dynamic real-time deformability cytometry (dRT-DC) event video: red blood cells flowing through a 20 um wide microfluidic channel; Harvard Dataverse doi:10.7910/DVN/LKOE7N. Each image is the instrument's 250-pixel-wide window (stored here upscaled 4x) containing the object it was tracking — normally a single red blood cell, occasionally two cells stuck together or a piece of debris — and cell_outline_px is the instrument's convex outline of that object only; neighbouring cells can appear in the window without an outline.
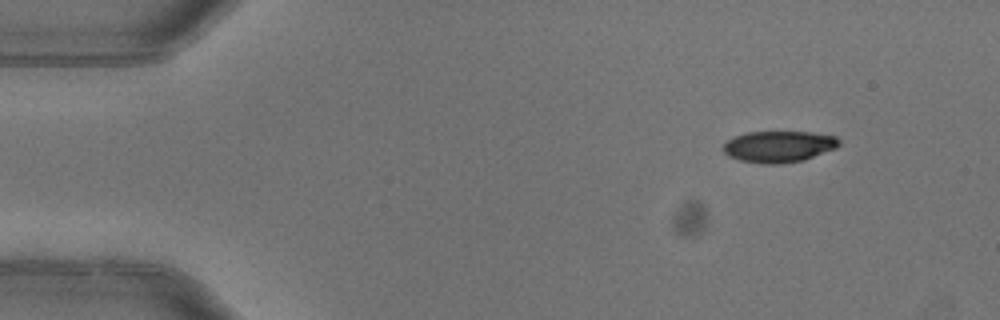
{"species": "common noctule bat (a hibernating species)", "species_latin": "Nyctalus noctula", "temperature_condition": "warm", "stored_images_in_passage": 3, "camera_frame_rate_fps": 3000, "um_per_image_px": 0.085, "animal": {"sex": "female"}, "frame": {"image": 1, "passage_image": 1, "time_ms": 0.0, "image_size_px": [1000, 320], "cell_outline_px": [[840, 144], [836, 148], [804, 160], [780, 164], [764, 164], [740, 160], [728, 156], [720, 148], [732, 136], [744, 132], [812, 132], [836, 136], [840, 140]], "centroid_in_image_um": [66.17, 12.45], "position_along_channel_um": 18.8, "area_um2": 21.44}}
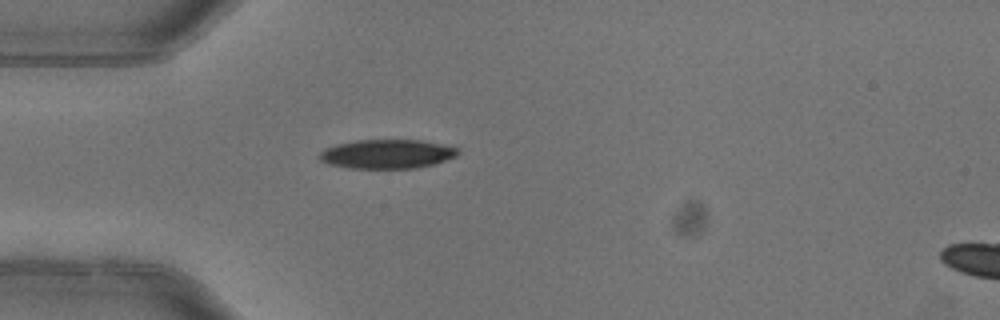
{"frame": {"image": 2, "passage_image": 3, "time_ms": 0.667, "image_size_px": [1000, 320], "cell_outline_px": [[460, 152], [456, 156], [432, 164], [416, 168], [348, 168], [328, 164], [320, 160], [320, 152], [324, 148], [336, 144], [356, 140], [420, 140], [460, 148]], "centroid_in_image_um": [32.88, 13.08], "position_along_channel_um": 52.1, "area_um2": 23.41}}